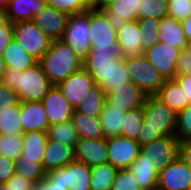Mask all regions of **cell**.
Returning <instances> with one entry per match:
<instances>
[{
  "label": "cell",
  "mask_w": 191,
  "mask_h": 190,
  "mask_svg": "<svg viewBox=\"0 0 191 190\" xmlns=\"http://www.w3.org/2000/svg\"><path fill=\"white\" fill-rule=\"evenodd\" d=\"M46 177L62 183L69 190H91V167L82 162H70L46 173Z\"/></svg>",
  "instance_id": "ba28073f"
},
{
  "label": "cell",
  "mask_w": 191,
  "mask_h": 190,
  "mask_svg": "<svg viewBox=\"0 0 191 190\" xmlns=\"http://www.w3.org/2000/svg\"><path fill=\"white\" fill-rule=\"evenodd\" d=\"M43 106L46 110L50 126L72 119L75 108L64 97L57 86H53L43 97Z\"/></svg>",
  "instance_id": "ac0fdd59"
},
{
  "label": "cell",
  "mask_w": 191,
  "mask_h": 190,
  "mask_svg": "<svg viewBox=\"0 0 191 190\" xmlns=\"http://www.w3.org/2000/svg\"><path fill=\"white\" fill-rule=\"evenodd\" d=\"M45 6H47L46 0H9L3 9V14L11 23L33 21L34 16Z\"/></svg>",
  "instance_id": "7402d4cb"
},
{
  "label": "cell",
  "mask_w": 191,
  "mask_h": 190,
  "mask_svg": "<svg viewBox=\"0 0 191 190\" xmlns=\"http://www.w3.org/2000/svg\"><path fill=\"white\" fill-rule=\"evenodd\" d=\"M95 85V81L91 75L84 68H81L77 72L71 74L66 80L59 83L57 87L69 101L70 105L76 109L85 95Z\"/></svg>",
  "instance_id": "5bb4252c"
},
{
  "label": "cell",
  "mask_w": 191,
  "mask_h": 190,
  "mask_svg": "<svg viewBox=\"0 0 191 190\" xmlns=\"http://www.w3.org/2000/svg\"><path fill=\"white\" fill-rule=\"evenodd\" d=\"M128 169L139 183L141 190H157L159 171L155 161L139 154Z\"/></svg>",
  "instance_id": "603a6c76"
},
{
  "label": "cell",
  "mask_w": 191,
  "mask_h": 190,
  "mask_svg": "<svg viewBox=\"0 0 191 190\" xmlns=\"http://www.w3.org/2000/svg\"><path fill=\"white\" fill-rule=\"evenodd\" d=\"M181 23L189 45L191 46V16Z\"/></svg>",
  "instance_id": "11a10c76"
},
{
  "label": "cell",
  "mask_w": 191,
  "mask_h": 190,
  "mask_svg": "<svg viewBox=\"0 0 191 190\" xmlns=\"http://www.w3.org/2000/svg\"><path fill=\"white\" fill-rule=\"evenodd\" d=\"M117 171L110 163L91 167V190H111Z\"/></svg>",
  "instance_id": "d6a6232c"
},
{
  "label": "cell",
  "mask_w": 191,
  "mask_h": 190,
  "mask_svg": "<svg viewBox=\"0 0 191 190\" xmlns=\"http://www.w3.org/2000/svg\"><path fill=\"white\" fill-rule=\"evenodd\" d=\"M0 190H16L12 185L7 183H0Z\"/></svg>",
  "instance_id": "6f0895ef"
},
{
  "label": "cell",
  "mask_w": 191,
  "mask_h": 190,
  "mask_svg": "<svg viewBox=\"0 0 191 190\" xmlns=\"http://www.w3.org/2000/svg\"><path fill=\"white\" fill-rule=\"evenodd\" d=\"M159 42L181 50L190 46L182 23L170 16H165L160 20Z\"/></svg>",
  "instance_id": "d4e9b609"
},
{
  "label": "cell",
  "mask_w": 191,
  "mask_h": 190,
  "mask_svg": "<svg viewBox=\"0 0 191 190\" xmlns=\"http://www.w3.org/2000/svg\"><path fill=\"white\" fill-rule=\"evenodd\" d=\"M124 61L131 82L148 96H155L166 82L163 75L150 64L144 54L140 57L124 59Z\"/></svg>",
  "instance_id": "5b68a950"
},
{
  "label": "cell",
  "mask_w": 191,
  "mask_h": 190,
  "mask_svg": "<svg viewBox=\"0 0 191 190\" xmlns=\"http://www.w3.org/2000/svg\"><path fill=\"white\" fill-rule=\"evenodd\" d=\"M168 0H142L138 19H158L161 20L168 14Z\"/></svg>",
  "instance_id": "f35d334b"
},
{
  "label": "cell",
  "mask_w": 191,
  "mask_h": 190,
  "mask_svg": "<svg viewBox=\"0 0 191 190\" xmlns=\"http://www.w3.org/2000/svg\"><path fill=\"white\" fill-rule=\"evenodd\" d=\"M191 167L178 157L159 172L157 190H188Z\"/></svg>",
  "instance_id": "4fadbf2b"
},
{
  "label": "cell",
  "mask_w": 191,
  "mask_h": 190,
  "mask_svg": "<svg viewBox=\"0 0 191 190\" xmlns=\"http://www.w3.org/2000/svg\"><path fill=\"white\" fill-rule=\"evenodd\" d=\"M148 95L133 82L118 86L106 94V101L124 111L143 107Z\"/></svg>",
  "instance_id": "9a60e30c"
},
{
  "label": "cell",
  "mask_w": 191,
  "mask_h": 190,
  "mask_svg": "<svg viewBox=\"0 0 191 190\" xmlns=\"http://www.w3.org/2000/svg\"><path fill=\"white\" fill-rule=\"evenodd\" d=\"M141 36L137 20L127 22L117 31V43L123 59L136 58L144 54Z\"/></svg>",
  "instance_id": "d6986e66"
},
{
  "label": "cell",
  "mask_w": 191,
  "mask_h": 190,
  "mask_svg": "<svg viewBox=\"0 0 191 190\" xmlns=\"http://www.w3.org/2000/svg\"><path fill=\"white\" fill-rule=\"evenodd\" d=\"M106 141L108 163L117 169H128L140 154L141 145L136 140L115 136Z\"/></svg>",
  "instance_id": "30bf717a"
},
{
  "label": "cell",
  "mask_w": 191,
  "mask_h": 190,
  "mask_svg": "<svg viewBox=\"0 0 191 190\" xmlns=\"http://www.w3.org/2000/svg\"><path fill=\"white\" fill-rule=\"evenodd\" d=\"M111 190H141L129 169H118Z\"/></svg>",
  "instance_id": "60d3db41"
},
{
  "label": "cell",
  "mask_w": 191,
  "mask_h": 190,
  "mask_svg": "<svg viewBox=\"0 0 191 190\" xmlns=\"http://www.w3.org/2000/svg\"><path fill=\"white\" fill-rule=\"evenodd\" d=\"M120 53L108 51H91L83 62V68L94 79L95 84L100 85L106 94L110 91L111 66L121 59Z\"/></svg>",
  "instance_id": "9c48e42d"
},
{
  "label": "cell",
  "mask_w": 191,
  "mask_h": 190,
  "mask_svg": "<svg viewBox=\"0 0 191 190\" xmlns=\"http://www.w3.org/2000/svg\"><path fill=\"white\" fill-rule=\"evenodd\" d=\"M4 18L3 10L0 9V21Z\"/></svg>",
  "instance_id": "91938a15"
},
{
  "label": "cell",
  "mask_w": 191,
  "mask_h": 190,
  "mask_svg": "<svg viewBox=\"0 0 191 190\" xmlns=\"http://www.w3.org/2000/svg\"><path fill=\"white\" fill-rule=\"evenodd\" d=\"M23 133L8 135L0 134V155L16 160L22 155Z\"/></svg>",
  "instance_id": "74e56055"
},
{
  "label": "cell",
  "mask_w": 191,
  "mask_h": 190,
  "mask_svg": "<svg viewBox=\"0 0 191 190\" xmlns=\"http://www.w3.org/2000/svg\"><path fill=\"white\" fill-rule=\"evenodd\" d=\"M91 51L120 53L117 43V31L110 25L102 10L90 8Z\"/></svg>",
  "instance_id": "52a82bcc"
},
{
  "label": "cell",
  "mask_w": 191,
  "mask_h": 190,
  "mask_svg": "<svg viewBox=\"0 0 191 190\" xmlns=\"http://www.w3.org/2000/svg\"><path fill=\"white\" fill-rule=\"evenodd\" d=\"M191 74V46L185 48L176 65V76Z\"/></svg>",
  "instance_id": "7dc6e473"
},
{
  "label": "cell",
  "mask_w": 191,
  "mask_h": 190,
  "mask_svg": "<svg viewBox=\"0 0 191 190\" xmlns=\"http://www.w3.org/2000/svg\"><path fill=\"white\" fill-rule=\"evenodd\" d=\"M106 102V92L100 85H95L84 97L76 111L100 117Z\"/></svg>",
  "instance_id": "4dcf8cb0"
},
{
  "label": "cell",
  "mask_w": 191,
  "mask_h": 190,
  "mask_svg": "<svg viewBox=\"0 0 191 190\" xmlns=\"http://www.w3.org/2000/svg\"><path fill=\"white\" fill-rule=\"evenodd\" d=\"M20 113L23 133L29 131L47 132L50 124L42 101L20 102Z\"/></svg>",
  "instance_id": "44dd1931"
},
{
  "label": "cell",
  "mask_w": 191,
  "mask_h": 190,
  "mask_svg": "<svg viewBox=\"0 0 191 190\" xmlns=\"http://www.w3.org/2000/svg\"><path fill=\"white\" fill-rule=\"evenodd\" d=\"M144 120V108L130 110L125 113L121 126V136L137 140Z\"/></svg>",
  "instance_id": "e575fe53"
},
{
  "label": "cell",
  "mask_w": 191,
  "mask_h": 190,
  "mask_svg": "<svg viewBox=\"0 0 191 190\" xmlns=\"http://www.w3.org/2000/svg\"><path fill=\"white\" fill-rule=\"evenodd\" d=\"M39 64L53 86H57L83 68V61L62 40L52 41L49 50L39 60Z\"/></svg>",
  "instance_id": "3957f363"
},
{
  "label": "cell",
  "mask_w": 191,
  "mask_h": 190,
  "mask_svg": "<svg viewBox=\"0 0 191 190\" xmlns=\"http://www.w3.org/2000/svg\"><path fill=\"white\" fill-rule=\"evenodd\" d=\"M179 157L191 167V139L179 141Z\"/></svg>",
  "instance_id": "f5cc1de1"
},
{
  "label": "cell",
  "mask_w": 191,
  "mask_h": 190,
  "mask_svg": "<svg viewBox=\"0 0 191 190\" xmlns=\"http://www.w3.org/2000/svg\"><path fill=\"white\" fill-rule=\"evenodd\" d=\"M48 140L60 142L75 147L79 135L72 120L49 126L47 129Z\"/></svg>",
  "instance_id": "1f68e13d"
},
{
  "label": "cell",
  "mask_w": 191,
  "mask_h": 190,
  "mask_svg": "<svg viewBox=\"0 0 191 190\" xmlns=\"http://www.w3.org/2000/svg\"><path fill=\"white\" fill-rule=\"evenodd\" d=\"M144 108V120L137 137L143 146L165 136H176L177 113L156 96H148Z\"/></svg>",
  "instance_id": "6da1fadb"
},
{
  "label": "cell",
  "mask_w": 191,
  "mask_h": 190,
  "mask_svg": "<svg viewBox=\"0 0 191 190\" xmlns=\"http://www.w3.org/2000/svg\"><path fill=\"white\" fill-rule=\"evenodd\" d=\"M74 152L75 161L85 163L90 167L108 163L106 138L98 140L79 138Z\"/></svg>",
  "instance_id": "e0dca14e"
},
{
  "label": "cell",
  "mask_w": 191,
  "mask_h": 190,
  "mask_svg": "<svg viewBox=\"0 0 191 190\" xmlns=\"http://www.w3.org/2000/svg\"><path fill=\"white\" fill-rule=\"evenodd\" d=\"M13 38L38 61L49 50L53 41L33 21L13 23Z\"/></svg>",
  "instance_id": "8992f818"
},
{
  "label": "cell",
  "mask_w": 191,
  "mask_h": 190,
  "mask_svg": "<svg viewBox=\"0 0 191 190\" xmlns=\"http://www.w3.org/2000/svg\"><path fill=\"white\" fill-rule=\"evenodd\" d=\"M19 103L17 92L0 83V111L10 110Z\"/></svg>",
  "instance_id": "f6af8a7d"
},
{
  "label": "cell",
  "mask_w": 191,
  "mask_h": 190,
  "mask_svg": "<svg viewBox=\"0 0 191 190\" xmlns=\"http://www.w3.org/2000/svg\"><path fill=\"white\" fill-rule=\"evenodd\" d=\"M155 96L177 114L189 105V101H185L184 91L175 79L166 80Z\"/></svg>",
  "instance_id": "4316f807"
},
{
  "label": "cell",
  "mask_w": 191,
  "mask_h": 190,
  "mask_svg": "<svg viewBox=\"0 0 191 190\" xmlns=\"http://www.w3.org/2000/svg\"><path fill=\"white\" fill-rule=\"evenodd\" d=\"M15 174V161L0 155V183H6Z\"/></svg>",
  "instance_id": "c3c4849f"
},
{
  "label": "cell",
  "mask_w": 191,
  "mask_h": 190,
  "mask_svg": "<svg viewBox=\"0 0 191 190\" xmlns=\"http://www.w3.org/2000/svg\"><path fill=\"white\" fill-rule=\"evenodd\" d=\"M95 0H46L47 5L69 15L78 14L91 8Z\"/></svg>",
  "instance_id": "ab89813d"
},
{
  "label": "cell",
  "mask_w": 191,
  "mask_h": 190,
  "mask_svg": "<svg viewBox=\"0 0 191 190\" xmlns=\"http://www.w3.org/2000/svg\"><path fill=\"white\" fill-rule=\"evenodd\" d=\"M32 190H69L62 183H56V180H49L46 176L35 182Z\"/></svg>",
  "instance_id": "f907efd6"
},
{
  "label": "cell",
  "mask_w": 191,
  "mask_h": 190,
  "mask_svg": "<svg viewBox=\"0 0 191 190\" xmlns=\"http://www.w3.org/2000/svg\"><path fill=\"white\" fill-rule=\"evenodd\" d=\"M126 111L116 108L115 105L104 104L100 115L102 131L105 138L121 136V126L124 121Z\"/></svg>",
  "instance_id": "f546056e"
},
{
  "label": "cell",
  "mask_w": 191,
  "mask_h": 190,
  "mask_svg": "<svg viewBox=\"0 0 191 190\" xmlns=\"http://www.w3.org/2000/svg\"><path fill=\"white\" fill-rule=\"evenodd\" d=\"M79 138L104 139L100 117L91 116L74 110L71 119Z\"/></svg>",
  "instance_id": "f1b7e54d"
},
{
  "label": "cell",
  "mask_w": 191,
  "mask_h": 190,
  "mask_svg": "<svg viewBox=\"0 0 191 190\" xmlns=\"http://www.w3.org/2000/svg\"><path fill=\"white\" fill-rule=\"evenodd\" d=\"M183 50L168 44L158 42L153 47L144 51L150 64L156 68L166 80L176 76V65Z\"/></svg>",
  "instance_id": "8fae6325"
},
{
  "label": "cell",
  "mask_w": 191,
  "mask_h": 190,
  "mask_svg": "<svg viewBox=\"0 0 191 190\" xmlns=\"http://www.w3.org/2000/svg\"><path fill=\"white\" fill-rule=\"evenodd\" d=\"M5 71H6V64L2 58V55H0V83H1V80H2V77H3V74L5 73Z\"/></svg>",
  "instance_id": "9f6ffc18"
},
{
  "label": "cell",
  "mask_w": 191,
  "mask_h": 190,
  "mask_svg": "<svg viewBox=\"0 0 191 190\" xmlns=\"http://www.w3.org/2000/svg\"><path fill=\"white\" fill-rule=\"evenodd\" d=\"M140 155L155 161L160 172L179 157V139L176 136H165L141 146Z\"/></svg>",
  "instance_id": "7c38bea8"
},
{
  "label": "cell",
  "mask_w": 191,
  "mask_h": 190,
  "mask_svg": "<svg viewBox=\"0 0 191 190\" xmlns=\"http://www.w3.org/2000/svg\"><path fill=\"white\" fill-rule=\"evenodd\" d=\"M13 39V23L3 18L0 21V55L10 45Z\"/></svg>",
  "instance_id": "bcb514c9"
},
{
  "label": "cell",
  "mask_w": 191,
  "mask_h": 190,
  "mask_svg": "<svg viewBox=\"0 0 191 190\" xmlns=\"http://www.w3.org/2000/svg\"><path fill=\"white\" fill-rule=\"evenodd\" d=\"M75 161L74 147L48 140L43 159V169L49 173Z\"/></svg>",
  "instance_id": "cb8c5ba5"
},
{
  "label": "cell",
  "mask_w": 191,
  "mask_h": 190,
  "mask_svg": "<svg viewBox=\"0 0 191 190\" xmlns=\"http://www.w3.org/2000/svg\"><path fill=\"white\" fill-rule=\"evenodd\" d=\"M128 82H131V80L127 71V65L124 59L121 58L117 64H113L111 66L110 90H113L118 86L125 85Z\"/></svg>",
  "instance_id": "ee69618b"
},
{
  "label": "cell",
  "mask_w": 191,
  "mask_h": 190,
  "mask_svg": "<svg viewBox=\"0 0 191 190\" xmlns=\"http://www.w3.org/2000/svg\"><path fill=\"white\" fill-rule=\"evenodd\" d=\"M8 1L9 0H0V9L3 10L7 6Z\"/></svg>",
  "instance_id": "680465c9"
},
{
  "label": "cell",
  "mask_w": 191,
  "mask_h": 190,
  "mask_svg": "<svg viewBox=\"0 0 191 190\" xmlns=\"http://www.w3.org/2000/svg\"><path fill=\"white\" fill-rule=\"evenodd\" d=\"M90 30L89 8L85 12L69 16L67 28L61 39L83 62L92 49Z\"/></svg>",
  "instance_id": "277c9868"
},
{
  "label": "cell",
  "mask_w": 191,
  "mask_h": 190,
  "mask_svg": "<svg viewBox=\"0 0 191 190\" xmlns=\"http://www.w3.org/2000/svg\"><path fill=\"white\" fill-rule=\"evenodd\" d=\"M115 0H95L91 6L93 9L102 10L108 8Z\"/></svg>",
  "instance_id": "db71d44e"
},
{
  "label": "cell",
  "mask_w": 191,
  "mask_h": 190,
  "mask_svg": "<svg viewBox=\"0 0 191 190\" xmlns=\"http://www.w3.org/2000/svg\"><path fill=\"white\" fill-rule=\"evenodd\" d=\"M138 27L142 34V48L146 51L159 42V24L160 20L146 18L138 19Z\"/></svg>",
  "instance_id": "8d00e7d4"
},
{
  "label": "cell",
  "mask_w": 191,
  "mask_h": 190,
  "mask_svg": "<svg viewBox=\"0 0 191 190\" xmlns=\"http://www.w3.org/2000/svg\"><path fill=\"white\" fill-rule=\"evenodd\" d=\"M1 83L14 89L20 102L42 101L53 87L39 62L23 72L6 68Z\"/></svg>",
  "instance_id": "7a4b0ae2"
},
{
  "label": "cell",
  "mask_w": 191,
  "mask_h": 190,
  "mask_svg": "<svg viewBox=\"0 0 191 190\" xmlns=\"http://www.w3.org/2000/svg\"><path fill=\"white\" fill-rule=\"evenodd\" d=\"M6 183L12 185L16 190H32L34 185L32 180L16 173Z\"/></svg>",
  "instance_id": "681fc988"
},
{
  "label": "cell",
  "mask_w": 191,
  "mask_h": 190,
  "mask_svg": "<svg viewBox=\"0 0 191 190\" xmlns=\"http://www.w3.org/2000/svg\"><path fill=\"white\" fill-rule=\"evenodd\" d=\"M6 68L15 69L19 72L35 66L39 61L25 51L13 38L10 45L2 54Z\"/></svg>",
  "instance_id": "484cf974"
},
{
  "label": "cell",
  "mask_w": 191,
  "mask_h": 190,
  "mask_svg": "<svg viewBox=\"0 0 191 190\" xmlns=\"http://www.w3.org/2000/svg\"><path fill=\"white\" fill-rule=\"evenodd\" d=\"M15 173L32 180L34 183L46 176L41 163L37 160L26 159L22 155L15 160Z\"/></svg>",
  "instance_id": "836d02e7"
},
{
  "label": "cell",
  "mask_w": 191,
  "mask_h": 190,
  "mask_svg": "<svg viewBox=\"0 0 191 190\" xmlns=\"http://www.w3.org/2000/svg\"><path fill=\"white\" fill-rule=\"evenodd\" d=\"M174 79L178 82L184 91L185 101H189V104H191V74L175 76Z\"/></svg>",
  "instance_id": "816d5d0a"
},
{
  "label": "cell",
  "mask_w": 191,
  "mask_h": 190,
  "mask_svg": "<svg viewBox=\"0 0 191 190\" xmlns=\"http://www.w3.org/2000/svg\"><path fill=\"white\" fill-rule=\"evenodd\" d=\"M47 144V132L29 131L23 133L22 156L26 159L37 160L42 164Z\"/></svg>",
  "instance_id": "83f0119b"
},
{
  "label": "cell",
  "mask_w": 191,
  "mask_h": 190,
  "mask_svg": "<svg viewBox=\"0 0 191 190\" xmlns=\"http://www.w3.org/2000/svg\"><path fill=\"white\" fill-rule=\"evenodd\" d=\"M69 16V14L47 5L34 16L33 22L51 40H61L67 28Z\"/></svg>",
  "instance_id": "2e32d148"
},
{
  "label": "cell",
  "mask_w": 191,
  "mask_h": 190,
  "mask_svg": "<svg viewBox=\"0 0 191 190\" xmlns=\"http://www.w3.org/2000/svg\"><path fill=\"white\" fill-rule=\"evenodd\" d=\"M168 14L177 21L183 22L191 16V0H168Z\"/></svg>",
  "instance_id": "7bdbcfd3"
},
{
  "label": "cell",
  "mask_w": 191,
  "mask_h": 190,
  "mask_svg": "<svg viewBox=\"0 0 191 190\" xmlns=\"http://www.w3.org/2000/svg\"><path fill=\"white\" fill-rule=\"evenodd\" d=\"M142 0H115L108 8L102 9L110 25L119 31L127 22L138 20Z\"/></svg>",
  "instance_id": "ffe728a7"
},
{
  "label": "cell",
  "mask_w": 191,
  "mask_h": 190,
  "mask_svg": "<svg viewBox=\"0 0 191 190\" xmlns=\"http://www.w3.org/2000/svg\"><path fill=\"white\" fill-rule=\"evenodd\" d=\"M176 137L179 141L191 139V104L177 114Z\"/></svg>",
  "instance_id": "b9f144b4"
},
{
  "label": "cell",
  "mask_w": 191,
  "mask_h": 190,
  "mask_svg": "<svg viewBox=\"0 0 191 190\" xmlns=\"http://www.w3.org/2000/svg\"><path fill=\"white\" fill-rule=\"evenodd\" d=\"M20 117V103L10 110L0 111V134L23 133Z\"/></svg>",
  "instance_id": "d590c367"
}]
</instances>
